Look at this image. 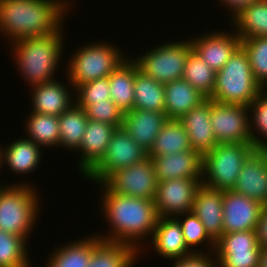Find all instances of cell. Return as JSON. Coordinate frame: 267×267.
Masks as SVG:
<instances>
[{"mask_svg": "<svg viewBox=\"0 0 267 267\" xmlns=\"http://www.w3.org/2000/svg\"><path fill=\"white\" fill-rule=\"evenodd\" d=\"M98 187H102V197L98 203L102 212L100 214H103L109 229H106L108 232L96 235L101 240L129 244L142 258L141 254L147 250L145 246H149L148 242L159 218L154 200L116 194L110 192L102 183Z\"/></svg>", "mask_w": 267, "mask_h": 267, "instance_id": "6da1fadb", "label": "cell"}, {"mask_svg": "<svg viewBox=\"0 0 267 267\" xmlns=\"http://www.w3.org/2000/svg\"><path fill=\"white\" fill-rule=\"evenodd\" d=\"M72 4V0H0L1 37L11 45L21 39L50 35L64 24L75 6Z\"/></svg>", "mask_w": 267, "mask_h": 267, "instance_id": "7a4b0ae2", "label": "cell"}, {"mask_svg": "<svg viewBox=\"0 0 267 267\" xmlns=\"http://www.w3.org/2000/svg\"><path fill=\"white\" fill-rule=\"evenodd\" d=\"M63 26L50 35L21 39L8 45L19 76L28 87L55 79L65 51Z\"/></svg>", "mask_w": 267, "mask_h": 267, "instance_id": "3957f363", "label": "cell"}, {"mask_svg": "<svg viewBox=\"0 0 267 267\" xmlns=\"http://www.w3.org/2000/svg\"><path fill=\"white\" fill-rule=\"evenodd\" d=\"M8 184L0 185V230L28 241L40 218L42 193L25 180Z\"/></svg>", "mask_w": 267, "mask_h": 267, "instance_id": "277c9868", "label": "cell"}, {"mask_svg": "<svg viewBox=\"0 0 267 267\" xmlns=\"http://www.w3.org/2000/svg\"><path fill=\"white\" fill-rule=\"evenodd\" d=\"M78 46L66 59L65 83L76 88L81 84L108 77L128 57L116 44L108 41H91ZM69 59V60H68Z\"/></svg>", "mask_w": 267, "mask_h": 267, "instance_id": "5b68a950", "label": "cell"}, {"mask_svg": "<svg viewBox=\"0 0 267 267\" xmlns=\"http://www.w3.org/2000/svg\"><path fill=\"white\" fill-rule=\"evenodd\" d=\"M262 90L252 73L248 54L240 46L217 71L215 87L209 98L222 104L249 106Z\"/></svg>", "mask_w": 267, "mask_h": 267, "instance_id": "8992f818", "label": "cell"}, {"mask_svg": "<svg viewBox=\"0 0 267 267\" xmlns=\"http://www.w3.org/2000/svg\"><path fill=\"white\" fill-rule=\"evenodd\" d=\"M256 150L251 142L217 144L202 156V185L233 190L243 164Z\"/></svg>", "mask_w": 267, "mask_h": 267, "instance_id": "52a82bcc", "label": "cell"}, {"mask_svg": "<svg viewBox=\"0 0 267 267\" xmlns=\"http://www.w3.org/2000/svg\"><path fill=\"white\" fill-rule=\"evenodd\" d=\"M177 39L172 42L171 39L169 42H159L154 48L151 47V50L149 48L142 55L135 56L136 59L131 58L140 71L161 84L182 79L187 57L193 47L190 37L187 41H176Z\"/></svg>", "mask_w": 267, "mask_h": 267, "instance_id": "ba28073f", "label": "cell"}, {"mask_svg": "<svg viewBox=\"0 0 267 267\" xmlns=\"http://www.w3.org/2000/svg\"><path fill=\"white\" fill-rule=\"evenodd\" d=\"M148 157L122 127L115 130L102 161L85 177L95 184L102 183L111 173L139 163Z\"/></svg>", "mask_w": 267, "mask_h": 267, "instance_id": "9c48e42d", "label": "cell"}, {"mask_svg": "<svg viewBox=\"0 0 267 267\" xmlns=\"http://www.w3.org/2000/svg\"><path fill=\"white\" fill-rule=\"evenodd\" d=\"M102 184L116 194L154 200L157 192L155 168L150 157L111 173Z\"/></svg>", "mask_w": 267, "mask_h": 267, "instance_id": "30bf717a", "label": "cell"}, {"mask_svg": "<svg viewBox=\"0 0 267 267\" xmlns=\"http://www.w3.org/2000/svg\"><path fill=\"white\" fill-rule=\"evenodd\" d=\"M261 247L254 230L223 234L215 245L218 267H258Z\"/></svg>", "mask_w": 267, "mask_h": 267, "instance_id": "8fae6325", "label": "cell"}, {"mask_svg": "<svg viewBox=\"0 0 267 267\" xmlns=\"http://www.w3.org/2000/svg\"><path fill=\"white\" fill-rule=\"evenodd\" d=\"M211 124L218 144L251 142L248 106L212 100Z\"/></svg>", "mask_w": 267, "mask_h": 267, "instance_id": "7c38bea8", "label": "cell"}, {"mask_svg": "<svg viewBox=\"0 0 267 267\" xmlns=\"http://www.w3.org/2000/svg\"><path fill=\"white\" fill-rule=\"evenodd\" d=\"M202 179H170L158 182L154 204L158 217L175 218L190 212Z\"/></svg>", "mask_w": 267, "mask_h": 267, "instance_id": "4fadbf2b", "label": "cell"}, {"mask_svg": "<svg viewBox=\"0 0 267 267\" xmlns=\"http://www.w3.org/2000/svg\"><path fill=\"white\" fill-rule=\"evenodd\" d=\"M199 33L190 39L193 51L216 72L221 70L229 58L241 46V39L234 31L225 32L221 29L208 33Z\"/></svg>", "mask_w": 267, "mask_h": 267, "instance_id": "5bb4252c", "label": "cell"}, {"mask_svg": "<svg viewBox=\"0 0 267 267\" xmlns=\"http://www.w3.org/2000/svg\"><path fill=\"white\" fill-rule=\"evenodd\" d=\"M57 79L29 87L32 112L58 117L76 103L75 88Z\"/></svg>", "mask_w": 267, "mask_h": 267, "instance_id": "9a60e30c", "label": "cell"}, {"mask_svg": "<svg viewBox=\"0 0 267 267\" xmlns=\"http://www.w3.org/2000/svg\"><path fill=\"white\" fill-rule=\"evenodd\" d=\"M263 207L233 190L223 191V234L254 230Z\"/></svg>", "mask_w": 267, "mask_h": 267, "instance_id": "2e32d148", "label": "cell"}, {"mask_svg": "<svg viewBox=\"0 0 267 267\" xmlns=\"http://www.w3.org/2000/svg\"><path fill=\"white\" fill-rule=\"evenodd\" d=\"M117 129L111 124L88 119L84 135L81 140L77 162L79 174L85 178L103 159L107 146Z\"/></svg>", "mask_w": 267, "mask_h": 267, "instance_id": "e0dca14e", "label": "cell"}, {"mask_svg": "<svg viewBox=\"0 0 267 267\" xmlns=\"http://www.w3.org/2000/svg\"><path fill=\"white\" fill-rule=\"evenodd\" d=\"M233 191L267 205V150L257 149L246 160Z\"/></svg>", "mask_w": 267, "mask_h": 267, "instance_id": "ac0fdd59", "label": "cell"}, {"mask_svg": "<svg viewBox=\"0 0 267 267\" xmlns=\"http://www.w3.org/2000/svg\"><path fill=\"white\" fill-rule=\"evenodd\" d=\"M212 99L207 98L179 120L184 125L192 149L204 156L218 143L211 124Z\"/></svg>", "mask_w": 267, "mask_h": 267, "instance_id": "d6986e66", "label": "cell"}, {"mask_svg": "<svg viewBox=\"0 0 267 267\" xmlns=\"http://www.w3.org/2000/svg\"><path fill=\"white\" fill-rule=\"evenodd\" d=\"M149 243L153 246L150 249L167 261L178 260L193 253L187 247L181 226L175 218L159 217Z\"/></svg>", "mask_w": 267, "mask_h": 267, "instance_id": "ffe728a7", "label": "cell"}, {"mask_svg": "<svg viewBox=\"0 0 267 267\" xmlns=\"http://www.w3.org/2000/svg\"><path fill=\"white\" fill-rule=\"evenodd\" d=\"M150 158L157 182L180 178L202 179V156L193 149Z\"/></svg>", "mask_w": 267, "mask_h": 267, "instance_id": "44dd1931", "label": "cell"}, {"mask_svg": "<svg viewBox=\"0 0 267 267\" xmlns=\"http://www.w3.org/2000/svg\"><path fill=\"white\" fill-rule=\"evenodd\" d=\"M191 211L215 242L223 235V191L201 184L196 191Z\"/></svg>", "mask_w": 267, "mask_h": 267, "instance_id": "7402d4cb", "label": "cell"}, {"mask_svg": "<svg viewBox=\"0 0 267 267\" xmlns=\"http://www.w3.org/2000/svg\"><path fill=\"white\" fill-rule=\"evenodd\" d=\"M167 120L164 112L133 109L124 113L123 128L141 148L149 153L156 136Z\"/></svg>", "mask_w": 267, "mask_h": 267, "instance_id": "603a6c76", "label": "cell"}, {"mask_svg": "<svg viewBox=\"0 0 267 267\" xmlns=\"http://www.w3.org/2000/svg\"><path fill=\"white\" fill-rule=\"evenodd\" d=\"M19 138L3 147L2 165L10 170L9 173L12 171L15 176L22 174L24 177L25 174H30L38 169L44 151L30 139Z\"/></svg>", "mask_w": 267, "mask_h": 267, "instance_id": "cb8c5ba5", "label": "cell"}, {"mask_svg": "<svg viewBox=\"0 0 267 267\" xmlns=\"http://www.w3.org/2000/svg\"><path fill=\"white\" fill-rule=\"evenodd\" d=\"M165 108L167 119L179 120L207 97L184 79L173 80L164 84Z\"/></svg>", "mask_w": 267, "mask_h": 267, "instance_id": "d4e9b609", "label": "cell"}, {"mask_svg": "<svg viewBox=\"0 0 267 267\" xmlns=\"http://www.w3.org/2000/svg\"><path fill=\"white\" fill-rule=\"evenodd\" d=\"M139 252L129 244L101 240L94 234V249L88 267H135Z\"/></svg>", "mask_w": 267, "mask_h": 267, "instance_id": "484cf974", "label": "cell"}, {"mask_svg": "<svg viewBox=\"0 0 267 267\" xmlns=\"http://www.w3.org/2000/svg\"><path fill=\"white\" fill-rule=\"evenodd\" d=\"M94 249V234L63 245L56 246L52 253L48 254L46 267H88L91 253ZM44 266V267H45Z\"/></svg>", "mask_w": 267, "mask_h": 267, "instance_id": "4316f807", "label": "cell"}, {"mask_svg": "<svg viewBox=\"0 0 267 267\" xmlns=\"http://www.w3.org/2000/svg\"><path fill=\"white\" fill-rule=\"evenodd\" d=\"M110 99L124 112L133 110L135 62L131 57L122 62L109 76Z\"/></svg>", "mask_w": 267, "mask_h": 267, "instance_id": "83f0119b", "label": "cell"}, {"mask_svg": "<svg viewBox=\"0 0 267 267\" xmlns=\"http://www.w3.org/2000/svg\"><path fill=\"white\" fill-rule=\"evenodd\" d=\"M164 84L140 71L135 63L133 109L164 112Z\"/></svg>", "mask_w": 267, "mask_h": 267, "instance_id": "f1b7e54d", "label": "cell"}, {"mask_svg": "<svg viewBox=\"0 0 267 267\" xmlns=\"http://www.w3.org/2000/svg\"><path fill=\"white\" fill-rule=\"evenodd\" d=\"M191 149L188 134L181 121L168 119L156 136L148 157L167 156Z\"/></svg>", "mask_w": 267, "mask_h": 267, "instance_id": "f546056e", "label": "cell"}, {"mask_svg": "<svg viewBox=\"0 0 267 267\" xmlns=\"http://www.w3.org/2000/svg\"><path fill=\"white\" fill-rule=\"evenodd\" d=\"M241 40L267 36V0H257L231 20Z\"/></svg>", "mask_w": 267, "mask_h": 267, "instance_id": "4dcf8cb0", "label": "cell"}, {"mask_svg": "<svg viewBox=\"0 0 267 267\" xmlns=\"http://www.w3.org/2000/svg\"><path fill=\"white\" fill-rule=\"evenodd\" d=\"M30 113V114H29ZM23 128L24 137L38 144L41 148H58L60 140L57 116L29 112ZM26 130V131H25ZM54 146V147H53Z\"/></svg>", "mask_w": 267, "mask_h": 267, "instance_id": "1f68e13d", "label": "cell"}, {"mask_svg": "<svg viewBox=\"0 0 267 267\" xmlns=\"http://www.w3.org/2000/svg\"><path fill=\"white\" fill-rule=\"evenodd\" d=\"M60 140L58 148L74 153L79 149L82 137L87 126V115L83 108L76 103L58 116Z\"/></svg>", "mask_w": 267, "mask_h": 267, "instance_id": "d6a6232c", "label": "cell"}, {"mask_svg": "<svg viewBox=\"0 0 267 267\" xmlns=\"http://www.w3.org/2000/svg\"><path fill=\"white\" fill-rule=\"evenodd\" d=\"M216 73L192 50L187 57L182 79L209 98L215 87Z\"/></svg>", "mask_w": 267, "mask_h": 267, "instance_id": "836d02e7", "label": "cell"}, {"mask_svg": "<svg viewBox=\"0 0 267 267\" xmlns=\"http://www.w3.org/2000/svg\"><path fill=\"white\" fill-rule=\"evenodd\" d=\"M175 219L181 226L187 247L193 253H211L215 251L216 242L209 236L205 226L192 211L181 214ZM203 244L206 251H203V248H198Z\"/></svg>", "mask_w": 267, "mask_h": 267, "instance_id": "e575fe53", "label": "cell"}, {"mask_svg": "<svg viewBox=\"0 0 267 267\" xmlns=\"http://www.w3.org/2000/svg\"><path fill=\"white\" fill-rule=\"evenodd\" d=\"M28 242L24 237L0 230V267H31Z\"/></svg>", "mask_w": 267, "mask_h": 267, "instance_id": "d590c367", "label": "cell"}, {"mask_svg": "<svg viewBox=\"0 0 267 267\" xmlns=\"http://www.w3.org/2000/svg\"><path fill=\"white\" fill-rule=\"evenodd\" d=\"M248 108L251 143L267 150V90L263 89Z\"/></svg>", "mask_w": 267, "mask_h": 267, "instance_id": "8d00e7d4", "label": "cell"}, {"mask_svg": "<svg viewBox=\"0 0 267 267\" xmlns=\"http://www.w3.org/2000/svg\"><path fill=\"white\" fill-rule=\"evenodd\" d=\"M241 46L248 54L256 81L267 89V36L242 40Z\"/></svg>", "mask_w": 267, "mask_h": 267, "instance_id": "74e56055", "label": "cell"}, {"mask_svg": "<svg viewBox=\"0 0 267 267\" xmlns=\"http://www.w3.org/2000/svg\"><path fill=\"white\" fill-rule=\"evenodd\" d=\"M109 91L108 77L81 84L75 88V93H77L75 94L76 104L85 109L93 102H106V99H110Z\"/></svg>", "mask_w": 267, "mask_h": 267, "instance_id": "f35d334b", "label": "cell"}, {"mask_svg": "<svg viewBox=\"0 0 267 267\" xmlns=\"http://www.w3.org/2000/svg\"><path fill=\"white\" fill-rule=\"evenodd\" d=\"M84 110L90 120L111 124L117 128L123 126L124 112L111 99H106V102H93Z\"/></svg>", "mask_w": 267, "mask_h": 267, "instance_id": "ab89813d", "label": "cell"}, {"mask_svg": "<svg viewBox=\"0 0 267 267\" xmlns=\"http://www.w3.org/2000/svg\"><path fill=\"white\" fill-rule=\"evenodd\" d=\"M172 267H218L214 252L192 253L184 258L169 261ZM173 262V263H172Z\"/></svg>", "mask_w": 267, "mask_h": 267, "instance_id": "60d3db41", "label": "cell"}, {"mask_svg": "<svg viewBox=\"0 0 267 267\" xmlns=\"http://www.w3.org/2000/svg\"><path fill=\"white\" fill-rule=\"evenodd\" d=\"M219 1V2H218ZM257 0H217L218 3H221L223 8L229 11L228 15L230 16V21L235 18L241 11L245 8H248Z\"/></svg>", "mask_w": 267, "mask_h": 267, "instance_id": "b9f144b4", "label": "cell"}, {"mask_svg": "<svg viewBox=\"0 0 267 267\" xmlns=\"http://www.w3.org/2000/svg\"><path fill=\"white\" fill-rule=\"evenodd\" d=\"M254 231L259 246L267 248V205L263 207Z\"/></svg>", "mask_w": 267, "mask_h": 267, "instance_id": "7bdbcfd3", "label": "cell"}, {"mask_svg": "<svg viewBox=\"0 0 267 267\" xmlns=\"http://www.w3.org/2000/svg\"><path fill=\"white\" fill-rule=\"evenodd\" d=\"M258 267H267V248L265 247L261 248Z\"/></svg>", "mask_w": 267, "mask_h": 267, "instance_id": "ee69618b", "label": "cell"}, {"mask_svg": "<svg viewBox=\"0 0 267 267\" xmlns=\"http://www.w3.org/2000/svg\"><path fill=\"white\" fill-rule=\"evenodd\" d=\"M2 157H3V147H1L0 145V173H1V170H3V165H2Z\"/></svg>", "mask_w": 267, "mask_h": 267, "instance_id": "f6af8a7d", "label": "cell"}]
</instances>
